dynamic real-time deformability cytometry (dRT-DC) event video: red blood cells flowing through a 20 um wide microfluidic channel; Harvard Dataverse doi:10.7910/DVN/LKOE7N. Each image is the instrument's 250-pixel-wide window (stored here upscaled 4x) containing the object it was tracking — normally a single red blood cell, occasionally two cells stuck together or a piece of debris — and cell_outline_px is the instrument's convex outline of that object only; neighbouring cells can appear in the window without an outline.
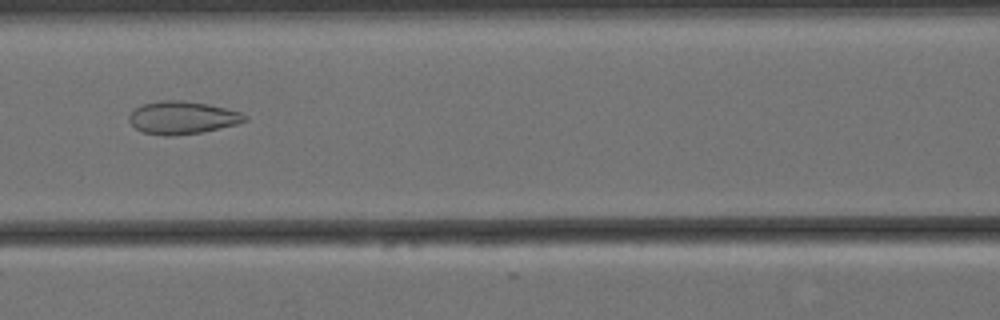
{"species": "Egyptian fruit bat (a non-hibernating species)", "species_latin": "Rousettus aegyptiacus", "temperature_condition": "cold", "stored_images_in_passage": 57, "camera_frame_rate_fps": 3000, "um_per_image_px": 0.085, "animal": {"sex": "female"}, "frame": {"image": 1, "passage_image": 24, "time_ms": 7.667, "image_size_px": [1000, 320], "cell_outline_px": [[248, 120], [236, 124], [200, 132], [172, 136], [164, 136], [144, 132], [136, 128], [128, 120], [128, 116], [136, 108], [144, 104], [160, 100], [184, 100], [208, 104], [240, 112], [248, 116]], "centroid_in_image_um": [15.49, 9.99], "position_along_channel_um": 151.1, "area_um2": 21.91}}
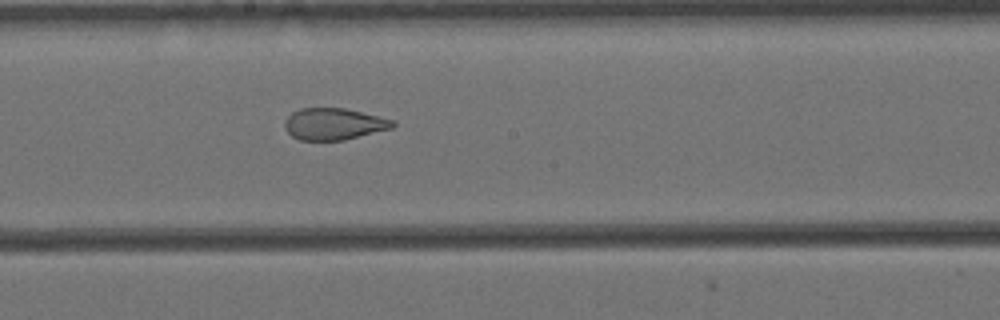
{"frame": {"image": 2, "passage_image": 30, "time_ms": 9.667, "image_size_px": [1000, 320], "cell_outline_px": [[396, 124], [392, 128], [344, 140], [300, 140], [292, 136], [284, 128], [284, 120], [292, 112], [300, 108], [344, 108], [396, 120]], "centroid_in_image_um": [28.37, 10.53], "position_along_channel_um": 219.8, "area_um2": 20.0}}
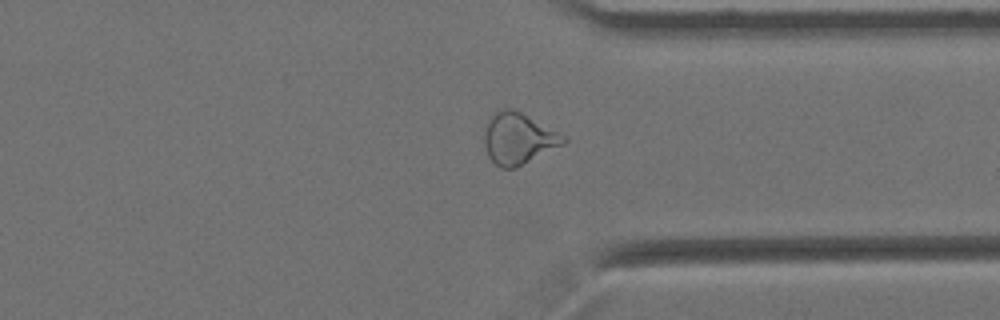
{"frame": {"image": 3, "passage_image": 43, "time_ms": 14.0, "image_size_px": [1000, 320], "cell_outline_px": [[568, 140], [564, 144], [516, 168], [500, 168], [488, 156], [484, 140], [484, 132], [488, 116], [492, 112], [504, 108], [508, 108], [520, 112], [568, 136]], "centroid_in_image_um": [44.06, 11.76], "position_along_channel_um": 367.3, "area_um2": 23.87}, "authors_computed_cell_mechanics": {"area_um2": 25.0274, "velocity_mm_per_s": 3.4518, "shape_relaxation_time_tau1_ms": null, "shape_relaxation_time_tau2_ms": 1.6942, "deformation_change_tau1": null, "deformation_change_tau2": 0.0961}}